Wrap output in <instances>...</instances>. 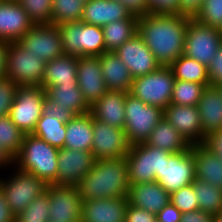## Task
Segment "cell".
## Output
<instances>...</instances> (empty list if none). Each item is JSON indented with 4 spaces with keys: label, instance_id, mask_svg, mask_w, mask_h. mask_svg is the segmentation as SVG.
<instances>
[{
    "label": "cell",
    "instance_id": "cell-1",
    "mask_svg": "<svg viewBox=\"0 0 222 222\" xmlns=\"http://www.w3.org/2000/svg\"><path fill=\"white\" fill-rule=\"evenodd\" d=\"M189 16L149 13L138 17V34L161 66H169L184 54Z\"/></svg>",
    "mask_w": 222,
    "mask_h": 222
},
{
    "label": "cell",
    "instance_id": "cell-2",
    "mask_svg": "<svg viewBox=\"0 0 222 222\" xmlns=\"http://www.w3.org/2000/svg\"><path fill=\"white\" fill-rule=\"evenodd\" d=\"M77 186L82 201L127 197L130 183L126 156L96 160Z\"/></svg>",
    "mask_w": 222,
    "mask_h": 222
},
{
    "label": "cell",
    "instance_id": "cell-3",
    "mask_svg": "<svg viewBox=\"0 0 222 222\" xmlns=\"http://www.w3.org/2000/svg\"><path fill=\"white\" fill-rule=\"evenodd\" d=\"M58 151L42 139L25 134L21 149L14 158V167L35 175L47 185H57Z\"/></svg>",
    "mask_w": 222,
    "mask_h": 222
},
{
    "label": "cell",
    "instance_id": "cell-4",
    "mask_svg": "<svg viewBox=\"0 0 222 222\" xmlns=\"http://www.w3.org/2000/svg\"><path fill=\"white\" fill-rule=\"evenodd\" d=\"M63 54L82 57L100 56L105 52L102 27L79 22L58 25Z\"/></svg>",
    "mask_w": 222,
    "mask_h": 222
},
{
    "label": "cell",
    "instance_id": "cell-5",
    "mask_svg": "<svg viewBox=\"0 0 222 222\" xmlns=\"http://www.w3.org/2000/svg\"><path fill=\"white\" fill-rule=\"evenodd\" d=\"M171 152L144 143L131 145L126 155L130 184L156 182Z\"/></svg>",
    "mask_w": 222,
    "mask_h": 222
},
{
    "label": "cell",
    "instance_id": "cell-6",
    "mask_svg": "<svg viewBox=\"0 0 222 222\" xmlns=\"http://www.w3.org/2000/svg\"><path fill=\"white\" fill-rule=\"evenodd\" d=\"M174 74L169 66H160L150 74L133 79L129 93L147 105L165 110L171 104Z\"/></svg>",
    "mask_w": 222,
    "mask_h": 222
},
{
    "label": "cell",
    "instance_id": "cell-7",
    "mask_svg": "<svg viewBox=\"0 0 222 222\" xmlns=\"http://www.w3.org/2000/svg\"><path fill=\"white\" fill-rule=\"evenodd\" d=\"M163 115L160 107L147 105L127 92L124 131L129 144L144 143Z\"/></svg>",
    "mask_w": 222,
    "mask_h": 222
},
{
    "label": "cell",
    "instance_id": "cell-8",
    "mask_svg": "<svg viewBox=\"0 0 222 222\" xmlns=\"http://www.w3.org/2000/svg\"><path fill=\"white\" fill-rule=\"evenodd\" d=\"M46 62L23 48L17 41L10 42L5 77L19 87H42Z\"/></svg>",
    "mask_w": 222,
    "mask_h": 222
},
{
    "label": "cell",
    "instance_id": "cell-9",
    "mask_svg": "<svg viewBox=\"0 0 222 222\" xmlns=\"http://www.w3.org/2000/svg\"><path fill=\"white\" fill-rule=\"evenodd\" d=\"M8 177L6 180L0 179V191L5 195L7 204L15 216L47 190L48 185L43 180L19 169Z\"/></svg>",
    "mask_w": 222,
    "mask_h": 222
},
{
    "label": "cell",
    "instance_id": "cell-10",
    "mask_svg": "<svg viewBox=\"0 0 222 222\" xmlns=\"http://www.w3.org/2000/svg\"><path fill=\"white\" fill-rule=\"evenodd\" d=\"M222 46L219 28L211 27L189 16L184 55L199 61L207 68Z\"/></svg>",
    "mask_w": 222,
    "mask_h": 222
},
{
    "label": "cell",
    "instance_id": "cell-11",
    "mask_svg": "<svg viewBox=\"0 0 222 222\" xmlns=\"http://www.w3.org/2000/svg\"><path fill=\"white\" fill-rule=\"evenodd\" d=\"M46 90L43 87H19L10 108L11 121L25 134H32L41 118Z\"/></svg>",
    "mask_w": 222,
    "mask_h": 222
},
{
    "label": "cell",
    "instance_id": "cell-12",
    "mask_svg": "<svg viewBox=\"0 0 222 222\" xmlns=\"http://www.w3.org/2000/svg\"><path fill=\"white\" fill-rule=\"evenodd\" d=\"M17 42L46 63L63 55V45L58 25H34Z\"/></svg>",
    "mask_w": 222,
    "mask_h": 222
},
{
    "label": "cell",
    "instance_id": "cell-13",
    "mask_svg": "<svg viewBox=\"0 0 222 222\" xmlns=\"http://www.w3.org/2000/svg\"><path fill=\"white\" fill-rule=\"evenodd\" d=\"M49 198V218L53 222H81L82 199L78 186H47Z\"/></svg>",
    "mask_w": 222,
    "mask_h": 222
},
{
    "label": "cell",
    "instance_id": "cell-14",
    "mask_svg": "<svg viewBox=\"0 0 222 222\" xmlns=\"http://www.w3.org/2000/svg\"><path fill=\"white\" fill-rule=\"evenodd\" d=\"M130 146L124 129L93 118L91 152L96 160L125 157Z\"/></svg>",
    "mask_w": 222,
    "mask_h": 222
},
{
    "label": "cell",
    "instance_id": "cell-15",
    "mask_svg": "<svg viewBox=\"0 0 222 222\" xmlns=\"http://www.w3.org/2000/svg\"><path fill=\"white\" fill-rule=\"evenodd\" d=\"M195 178V159L189 148L187 151L171 153L165 159L162 176L156 182L171 194L192 184Z\"/></svg>",
    "mask_w": 222,
    "mask_h": 222
},
{
    "label": "cell",
    "instance_id": "cell-16",
    "mask_svg": "<svg viewBox=\"0 0 222 222\" xmlns=\"http://www.w3.org/2000/svg\"><path fill=\"white\" fill-rule=\"evenodd\" d=\"M114 53L124 62L133 78L150 74L161 66L138 33Z\"/></svg>",
    "mask_w": 222,
    "mask_h": 222
},
{
    "label": "cell",
    "instance_id": "cell-17",
    "mask_svg": "<svg viewBox=\"0 0 222 222\" xmlns=\"http://www.w3.org/2000/svg\"><path fill=\"white\" fill-rule=\"evenodd\" d=\"M91 151L59 148L57 185L77 186L84 175L95 165Z\"/></svg>",
    "mask_w": 222,
    "mask_h": 222
},
{
    "label": "cell",
    "instance_id": "cell-18",
    "mask_svg": "<svg viewBox=\"0 0 222 222\" xmlns=\"http://www.w3.org/2000/svg\"><path fill=\"white\" fill-rule=\"evenodd\" d=\"M164 118L188 141L190 145L205 144L204 132L197 106L170 104Z\"/></svg>",
    "mask_w": 222,
    "mask_h": 222
},
{
    "label": "cell",
    "instance_id": "cell-19",
    "mask_svg": "<svg viewBox=\"0 0 222 222\" xmlns=\"http://www.w3.org/2000/svg\"><path fill=\"white\" fill-rule=\"evenodd\" d=\"M77 82L83 97L90 106L108 91L99 56L78 57Z\"/></svg>",
    "mask_w": 222,
    "mask_h": 222
},
{
    "label": "cell",
    "instance_id": "cell-20",
    "mask_svg": "<svg viewBox=\"0 0 222 222\" xmlns=\"http://www.w3.org/2000/svg\"><path fill=\"white\" fill-rule=\"evenodd\" d=\"M127 197L83 201L81 222H125Z\"/></svg>",
    "mask_w": 222,
    "mask_h": 222
},
{
    "label": "cell",
    "instance_id": "cell-21",
    "mask_svg": "<svg viewBox=\"0 0 222 222\" xmlns=\"http://www.w3.org/2000/svg\"><path fill=\"white\" fill-rule=\"evenodd\" d=\"M33 26L17 1L0 0V40L18 41Z\"/></svg>",
    "mask_w": 222,
    "mask_h": 222
},
{
    "label": "cell",
    "instance_id": "cell-22",
    "mask_svg": "<svg viewBox=\"0 0 222 222\" xmlns=\"http://www.w3.org/2000/svg\"><path fill=\"white\" fill-rule=\"evenodd\" d=\"M126 94L125 91L108 90L90 106V114L97 120L124 129Z\"/></svg>",
    "mask_w": 222,
    "mask_h": 222
},
{
    "label": "cell",
    "instance_id": "cell-23",
    "mask_svg": "<svg viewBox=\"0 0 222 222\" xmlns=\"http://www.w3.org/2000/svg\"><path fill=\"white\" fill-rule=\"evenodd\" d=\"M127 198L129 205L144 209L155 215L171 200L170 193L157 182L130 184Z\"/></svg>",
    "mask_w": 222,
    "mask_h": 222
},
{
    "label": "cell",
    "instance_id": "cell-24",
    "mask_svg": "<svg viewBox=\"0 0 222 222\" xmlns=\"http://www.w3.org/2000/svg\"><path fill=\"white\" fill-rule=\"evenodd\" d=\"M131 13L116 0H89L84 3L81 22L103 27L114 21L129 19Z\"/></svg>",
    "mask_w": 222,
    "mask_h": 222
},
{
    "label": "cell",
    "instance_id": "cell-25",
    "mask_svg": "<svg viewBox=\"0 0 222 222\" xmlns=\"http://www.w3.org/2000/svg\"><path fill=\"white\" fill-rule=\"evenodd\" d=\"M204 138L222 130V96L215 86H208L198 102Z\"/></svg>",
    "mask_w": 222,
    "mask_h": 222
},
{
    "label": "cell",
    "instance_id": "cell-26",
    "mask_svg": "<svg viewBox=\"0 0 222 222\" xmlns=\"http://www.w3.org/2000/svg\"><path fill=\"white\" fill-rule=\"evenodd\" d=\"M195 159V177L222 189V158L205 144L190 147Z\"/></svg>",
    "mask_w": 222,
    "mask_h": 222
},
{
    "label": "cell",
    "instance_id": "cell-27",
    "mask_svg": "<svg viewBox=\"0 0 222 222\" xmlns=\"http://www.w3.org/2000/svg\"><path fill=\"white\" fill-rule=\"evenodd\" d=\"M101 71L108 90L129 92L133 77L127 66L113 51L99 56Z\"/></svg>",
    "mask_w": 222,
    "mask_h": 222
},
{
    "label": "cell",
    "instance_id": "cell-28",
    "mask_svg": "<svg viewBox=\"0 0 222 222\" xmlns=\"http://www.w3.org/2000/svg\"><path fill=\"white\" fill-rule=\"evenodd\" d=\"M78 57L63 54L45 64L42 87L60 86L77 82Z\"/></svg>",
    "mask_w": 222,
    "mask_h": 222
},
{
    "label": "cell",
    "instance_id": "cell-29",
    "mask_svg": "<svg viewBox=\"0 0 222 222\" xmlns=\"http://www.w3.org/2000/svg\"><path fill=\"white\" fill-rule=\"evenodd\" d=\"M64 148L91 151L93 143V117L90 112L76 115L66 124Z\"/></svg>",
    "mask_w": 222,
    "mask_h": 222
},
{
    "label": "cell",
    "instance_id": "cell-30",
    "mask_svg": "<svg viewBox=\"0 0 222 222\" xmlns=\"http://www.w3.org/2000/svg\"><path fill=\"white\" fill-rule=\"evenodd\" d=\"M145 143L171 153L187 151L191 147L188 141L164 117L152 130Z\"/></svg>",
    "mask_w": 222,
    "mask_h": 222
},
{
    "label": "cell",
    "instance_id": "cell-31",
    "mask_svg": "<svg viewBox=\"0 0 222 222\" xmlns=\"http://www.w3.org/2000/svg\"><path fill=\"white\" fill-rule=\"evenodd\" d=\"M45 90L46 96L56 102V106L70 107L77 115L90 112V105L83 97L78 83L49 86Z\"/></svg>",
    "mask_w": 222,
    "mask_h": 222
},
{
    "label": "cell",
    "instance_id": "cell-32",
    "mask_svg": "<svg viewBox=\"0 0 222 222\" xmlns=\"http://www.w3.org/2000/svg\"><path fill=\"white\" fill-rule=\"evenodd\" d=\"M106 51H115L138 32V17L118 20L102 27Z\"/></svg>",
    "mask_w": 222,
    "mask_h": 222
},
{
    "label": "cell",
    "instance_id": "cell-33",
    "mask_svg": "<svg viewBox=\"0 0 222 222\" xmlns=\"http://www.w3.org/2000/svg\"><path fill=\"white\" fill-rule=\"evenodd\" d=\"M171 68L176 80L196 82L203 85H210L208 68L199 61L180 55L173 61Z\"/></svg>",
    "mask_w": 222,
    "mask_h": 222
},
{
    "label": "cell",
    "instance_id": "cell-34",
    "mask_svg": "<svg viewBox=\"0 0 222 222\" xmlns=\"http://www.w3.org/2000/svg\"><path fill=\"white\" fill-rule=\"evenodd\" d=\"M193 190L198 198V210L214 216L222 212V189L220 187L195 178Z\"/></svg>",
    "mask_w": 222,
    "mask_h": 222
},
{
    "label": "cell",
    "instance_id": "cell-35",
    "mask_svg": "<svg viewBox=\"0 0 222 222\" xmlns=\"http://www.w3.org/2000/svg\"><path fill=\"white\" fill-rule=\"evenodd\" d=\"M32 135L42 139L51 146L63 148L66 138V124L56 118L41 115Z\"/></svg>",
    "mask_w": 222,
    "mask_h": 222
},
{
    "label": "cell",
    "instance_id": "cell-36",
    "mask_svg": "<svg viewBox=\"0 0 222 222\" xmlns=\"http://www.w3.org/2000/svg\"><path fill=\"white\" fill-rule=\"evenodd\" d=\"M84 9L82 0H52L51 24L81 21Z\"/></svg>",
    "mask_w": 222,
    "mask_h": 222
},
{
    "label": "cell",
    "instance_id": "cell-37",
    "mask_svg": "<svg viewBox=\"0 0 222 222\" xmlns=\"http://www.w3.org/2000/svg\"><path fill=\"white\" fill-rule=\"evenodd\" d=\"M25 133L12 121L9 115L0 117V146L13 158L19 153Z\"/></svg>",
    "mask_w": 222,
    "mask_h": 222
},
{
    "label": "cell",
    "instance_id": "cell-38",
    "mask_svg": "<svg viewBox=\"0 0 222 222\" xmlns=\"http://www.w3.org/2000/svg\"><path fill=\"white\" fill-rule=\"evenodd\" d=\"M208 86L210 85L175 79L171 104L197 106L203 91Z\"/></svg>",
    "mask_w": 222,
    "mask_h": 222
},
{
    "label": "cell",
    "instance_id": "cell-39",
    "mask_svg": "<svg viewBox=\"0 0 222 222\" xmlns=\"http://www.w3.org/2000/svg\"><path fill=\"white\" fill-rule=\"evenodd\" d=\"M48 192L36 197L29 206L15 216V222H49Z\"/></svg>",
    "mask_w": 222,
    "mask_h": 222
},
{
    "label": "cell",
    "instance_id": "cell-40",
    "mask_svg": "<svg viewBox=\"0 0 222 222\" xmlns=\"http://www.w3.org/2000/svg\"><path fill=\"white\" fill-rule=\"evenodd\" d=\"M17 2L34 25L51 24L52 0H17Z\"/></svg>",
    "mask_w": 222,
    "mask_h": 222
},
{
    "label": "cell",
    "instance_id": "cell-41",
    "mask_svg": "<svg viewBox=\"0 0 222 222\" xmlns=\"http://www.w3.org/2000/svg\"><path fill=\"white\" fill-rule=\"evenodd\" d=\"M194 18L211 27L219 28L222 25V0H204Z\"/></svg>",
    "mask_w": 222,
    "mask_h": 222
},
{
    "label": "cell",
    "instance_id": "cell-42",
    "mask_svg": "<svg viewBox=\"0 0 222 222\" xmlns=\"http://www.w3.org/2000/svg\"><path fill=\"white\" fill-rule=\"evenodd\" d=\"M170 199V203L182 213L198 210V198L195 196L193 183L172 192Z\"/></svg>",
    "mask_w": 222,
    "mask_h": 222
},
{
    "label": "cell",
    "instance_id": "cell-43",
    "mask_svg": "<svg viewBox=\"0 0 222 222\" xmlns=\"http://www.w3.org/2000/svg\"><path fill=\"white\" fill-rule=\"evenodd\" d=\"M19 86L11 79H0V117L9 115Z\"/></svg>",
    "mask_w": 222,
    "mask_h": 222
},
{
    "label": "cell",
    "instance_id": "cell-44",
    "mask_svg": "<svg viewBox=\"0 0 222 222\" xmlns=\"http://www.w3.org/2000/svg\"><path fill=\"white\" fill-rule=\"evenodd\" d=\"M42 115H47L67 124L77 114L70 107L56 106V102L51 101L47 96L43 105Z\"/></svg>",
    "mask_w": 222,
    "mask_h": 222
},
{
    "label": "cell",
    "instance_id": "cell-45",
    "mask_svg": "<svg viewBox=\"0 0 222 222\" xmlns=\"http://www.w3.org/2000/svg\"><path fill=\"white\" fill-rule=\"evenodd\" d=\"M149 13L179 14V0H147Z\"/></svg>",
    "mask_w": 222,
    "mask_h": 222
},
{
    "label": "cell",
    "instance_id": "cell-46",
    "mask_svg": "<svg viewBox=\"0 0 222 222\" xmlns=\"http://www.w3.org/2000/svg\"><path fill=\"white\" fill-rule=\"evenodd\" d=\"M208 77L210 86L222 84V46L208 66Z\"/></svg>",
    "mask_w": 222,
    "mask_h": 222
},
{
    "label": "cell",
    "instance_id": "cell-47",
    "mask_svg": "<svg viewBox=\"0 0 222 222\" xmlns=\"http://www.w3.org/2000/svg\"><path fill=\"white\" fill-rule=\"evenodd\" d=\"M156 215L144 209L127 205L125 222H155Z\"/></svg>",
    "mask_w": 222,
    "mask_h": 222
},
{
    "label": "cell",
    "instance_id": "cell-48",
    "mask_svg": "<svg viewBox=\"0 0 222 222\" xmlns=\"http://www.w3.org/2000/svg\"><path fill=\"white\" fill-rule=\"evenodd\" d=\"M123 4L125 8L137 17L149 14V4L147 0H116Z\"/></svg>",
    "mask_w": 222,
    "mask_h": 222
},
{
    "label": "cell",
    "instance_id": "cell-49",
    "mask_svg": "<svg viewBox=\"0 0 222 222\" xmlns=\"http://www.w3.org/2000/svg\"><path fill=\"white\" fill-rule=\"evenodd\" d=\"M181 216L182 212L169 203L156 214V220L159 222H180Z\"/></svg>",
    "mask_w": 222,
    "mask_h": 222
},
{
    "label": "cell",
    "instance_id": "cell-50",
    "mask_svg": "<svg viewBox=\"0 0 222 222\" xmlns=\"http://www.w3.org/2000/svg\"><path fill=\"white\" fill-rule=\"evenodd\" d=\"M214 215L202 210L182 213L180 222H214Z\"/></svg>",
    "mask_w": 222,
    "mask_h": 222
},
{
    "label": "cell",
    "instance_id": "cell-51",
    "mask_svg": "<svg viewBox=\"0 0 222 222\" xmlns=\"http://www.w3.org/2000/svg\"><path fill=\"white\" fill-rule=\"evenodd\" d=\"M203 3L204 0H179V14L194 17Z\"/></svg>",
    "mask_w": 222,
    "mask_h": 222
},
{
    "label": "cell",
    "instance_id": "cell-52",
    "mask_svg": "<svg viewBox=\"0 0 222 222\" xmlns=\"http://www.w3.org/2000/svg\"><path fill=\"white\" fill-rule=\"evenodd\" d=\"M205 145L222 158V130L208 136Z\"/></svg>",
    "mask_w": 222,
    "mask_h": 222
},
{
    "label": "cell",
    "instance_id": "cell-53",
    "mask_svg": "<svg viewBox=\"0 0 222 222\" xmlns=\"http://www.w3.org/2000/svg\"><path fill=\"white\" fill-rule=\"evenodd\" d=\"M0 222H15V215L9 208L5 195L0 191Z\"/></svg>",
    "mask_w": 222,
    "mask_h": 222
},
{
    "label": "cell",
    "instance_id": "cell-54",
    "mask_svg": "<svg viewBox=\"0 0 222 222\" xmlns=\"http://www.w3.org/2000/svg\"><path fill=\"white\" fill-rule=\"evenodd\" d=\"M9 46V41L0 40V79L5 77L7 53Z\"/></svg>",
    "mask_w": 222,
    "mask_h": 222
},
{
    "label": "cell",
    "instance_id": "cell-55",
    "mask_svg": "<svg viewBox=\"0 0 222 222\" xmlns=\"http://www.w3.org/2000/svg\"><path fill=\"white\" fill-rule=\"evenodd\" d=\"M9 165L14 166V158L0 146V169L3 167L8 168L10 167Z\"/></svg>",
    "mask_w": 222,
    "mask_h": 222
},
{
    "label": "cell",
    "instance_id": "cell-56",
    "mask_svg": "<svg viewBox=\"0 0 222 222\" xmlns=\"http://www.w3.org/2000/svg\"><path fill=\"white\" fill-rule=\"evenodd\" d=\"M214 222H222V212L214 217Z\"/></svg>",
    "mask_w": 222,
    "mask_h": 222
},
{
    "label": "cell",
    "instance_id": "cell-57",
    "mask_svg": "<svg viewBox=\"0 0 222 222\" xmlns=\"http://www.w3.org/2000/svg\"><path fill=\"white\" fill-rule=\"evenodd\" d=\"M215 87L219 90V92H220V94L222 96V84H219V85H217Z\"/></svg>",
    "mask_w": 222,
    "mask_h": 222
},
{
    "label": "cell",
    "instance_id": "cell-58",
    "mask_svg": "<svg viewBox=\"0 0 222 222\" xmlns=\"http://www.w3.org/2000/svg\"><path fill=\"white\" fill-rule=\"evenodd\" d=\"M220 36L222 38V25L219 27Z\"/></svg>",
    "mask_w": 222,
    "mask_h": 222
}]
</instances>
